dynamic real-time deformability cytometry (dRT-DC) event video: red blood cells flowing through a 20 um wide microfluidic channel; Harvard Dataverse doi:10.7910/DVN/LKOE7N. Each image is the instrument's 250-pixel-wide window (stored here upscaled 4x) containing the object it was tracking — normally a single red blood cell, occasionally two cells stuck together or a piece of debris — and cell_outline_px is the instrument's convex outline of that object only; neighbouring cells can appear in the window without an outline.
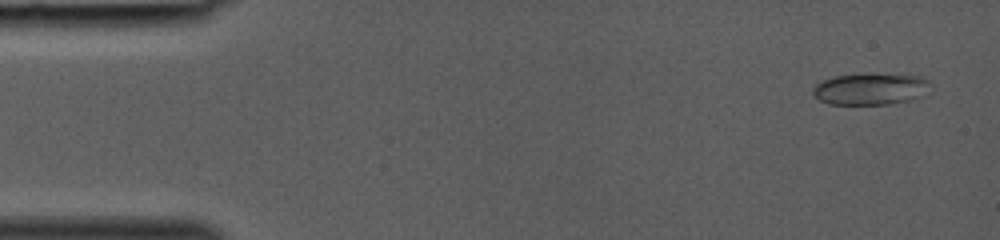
{"species": "common noctule bat (a hibernating species)", "species_latin": "Nyctalus noctula", "temperature_condition": "room temperature", "stored_images_in_passage": 38, "camera_frame_rate_fps": 3000, "um_per_image_px": 0.085, "animal": {"sex": "female", "body_mass_g": 19.0, "forearm_length_mm": 53.3}, "frame": {"image": 1, "passage_image": 2, "time_ms": 0.333, "image_size_px": [1000, 240], "cell_outline_px": [[928, 84], [920, 96], [908, 100], [892, 104], [828, 104], [820, 100], [812, 92], [812, 88], [816, 84], [824, 80], [836, 76], [924, 76], [928, 80]], "centroid_in_image_um": [73.92, 7.61], "position_along_channel_um": 11.1, "area_um2": 20.46}}
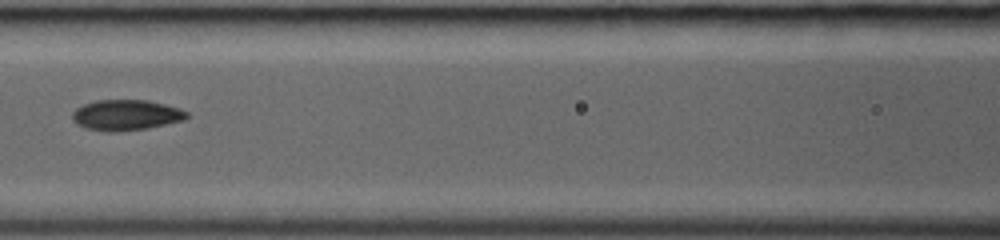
{"frame": {"image": 2, "passage_image": 18, "time_ms": 5.667, "image_size_px": [1000, 240], "cell_outline_px": [[188, 116], [184, 120], [148, 128], [116, 132], [104, 132], [84, 128], [76, 124], [72, 120], [72, 112], [76, 108], [84, 104], [96, 100], [148, 100], [180, 108], [188, 112]], "centroid_in_image_um": [10.68, 9.79], "position_along_channel_um": 155.9, "area_um2": 20.63}}
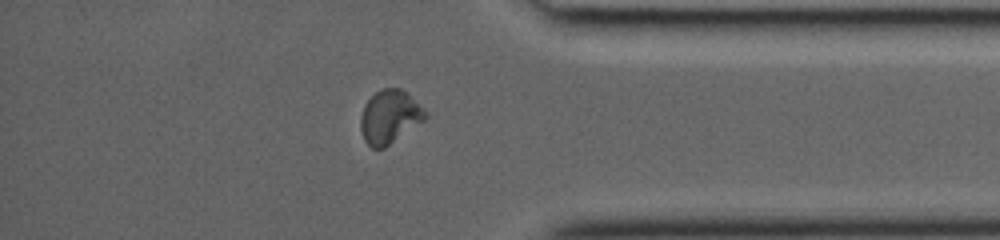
{"frame": {"image": 3, "passage_image": 33, "time_ms": 10.667, "image_size_px": [1000, 240], "cell_outline_px": [[428, 116], [424, 120], [384, 148], [372, 148], [364, 140], [360, 128], [360, 116], [364, 104], [380, 88], [400, 88], [408, 92], [428, 112]], "centroid_in_image_um": [33.12, 9.9], "position_along_channel_um": 402.1, "area_um2": 20.23}}